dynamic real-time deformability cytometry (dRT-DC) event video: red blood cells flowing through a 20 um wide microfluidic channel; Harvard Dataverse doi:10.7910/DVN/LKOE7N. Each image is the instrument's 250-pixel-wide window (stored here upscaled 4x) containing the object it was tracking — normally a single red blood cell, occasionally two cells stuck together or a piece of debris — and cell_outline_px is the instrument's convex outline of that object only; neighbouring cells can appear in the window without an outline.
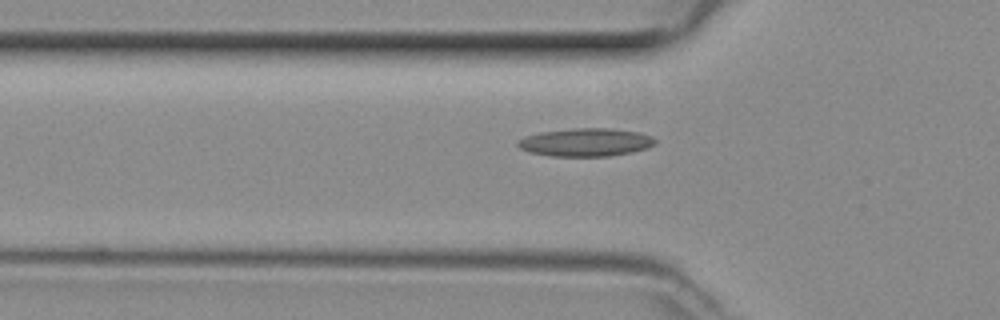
{"species": "common noctule bat (a hibernating species)", "species_latin": "Nyctalus noctula", "temperature_condition": "room temperature", "stored_images_in_passage": 30, "camera_frame_rate_fps": 3000, "um_per_image_px": 0.085, "animal": {"sex": "female", "body_mass_g": 29.2, "forearm_length_mm": 56.3}, "frame": {"image": 1, "passage_image": 6, "time_ms": 1.667, "image_size_px": [1000, 320], "cell_outline_px": [[656, 144], [648, 148], [632, 152], [608, 156], [552, 156], [528, 152], [520, 148], [516, 144], [516, 140], [524, 136], [540, 132], [572, 128], [612, 128], [640, 132], [652, 136], [656, 140]], "centroid_in_image_um": [49.78, 12.09], "position_along_channel_um": 76.0, "area_um2": 22.77}}
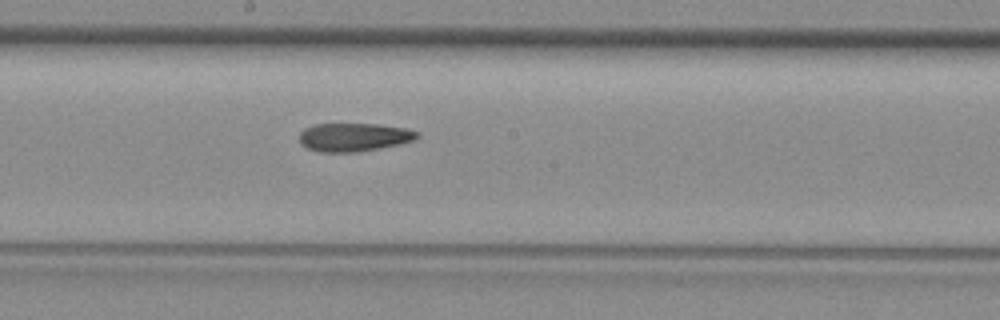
{"frame": {"image": 2, "passage_image": 16, "time_ms": 5.0, "image_size_px": [1000, 320], "cell_outline_px": [[420, 136], [416, 140], [400, 144], [352, 152], [320, 152], [308, 148], [300, 144], [300, 132], [304, 128], [316, 124], [380, 124], [408, 128], [420, 132]], "centroid_in_image_um": [30.12, 11.64], "position_along_channel_um": 218.1, "area_um2": 19.54}}
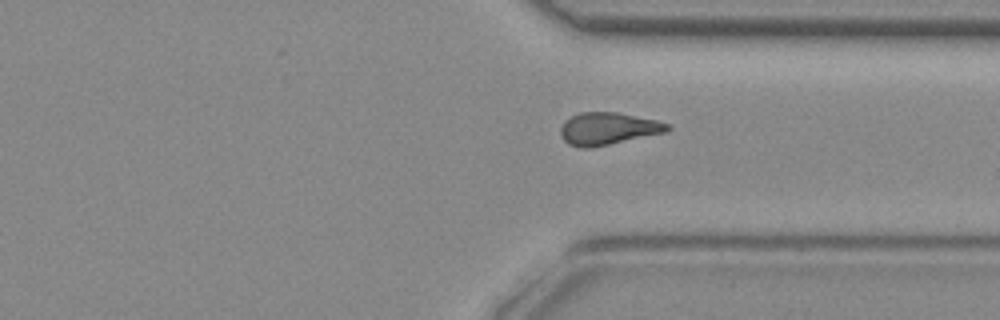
{"frame": {"image": 3, "passage_image": 26, "time_ms": 8.333, "image_size_px": [1000, 320], "cell_outline_px": [[672, 128], [668, 132], [588, 148], [580, 148], [568, 144], [564, 140], [560, 132], [560, 128], [564, 120], [580, 112], [616, 112], [656, 120], [668, 124]], "centroid_in_image_um": [51.67, 10.93], "position_along_channel_um": 359.7, "area_um2": 20.06}}